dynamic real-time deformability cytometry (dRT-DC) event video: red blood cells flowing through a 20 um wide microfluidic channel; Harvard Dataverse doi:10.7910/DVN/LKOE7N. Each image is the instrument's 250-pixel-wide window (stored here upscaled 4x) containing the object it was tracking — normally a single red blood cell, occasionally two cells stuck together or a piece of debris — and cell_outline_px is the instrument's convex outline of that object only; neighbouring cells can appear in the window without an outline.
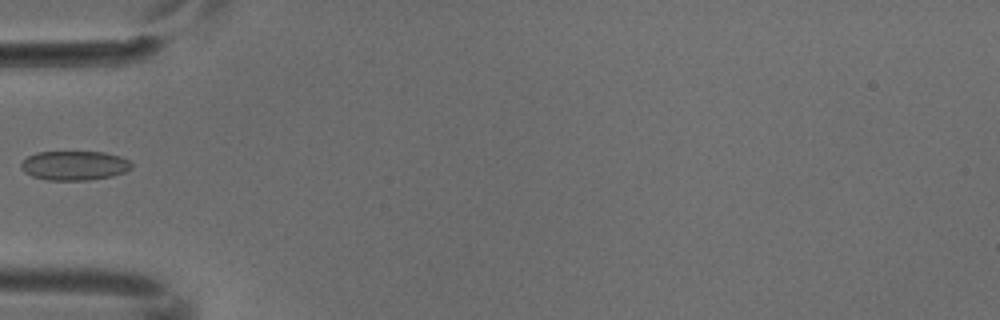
{"species": "common noctule bat (a hibernating species)", "species_latin": "Nyctalus noctula", "temperature_condition": "cold", "stored_images_in_passage": 6, "camera_frame_rate_fps": 3000, "um_per_image_px": 0.085, "animal": {"sex": "male", "body_mass_g": 18.8}, "frame": {"image": 1, "passage_image": 5, "time_ms": 1.333, "image_size_px": [1000, 320], "cell_outline_px": [[132, 168], [124, 172], [112, 176], [88, 180], [48, 180], [32, 176], [24, 172], [20, 168], [20, 164], [28, 156], [36, 152], [104, 152], [120, 156], [128, 160], [132, 164]], "centroid_in_image_um": [6.31, 14.07], "position_along_channel_um": 78.7, "area_um2": 18.9}}
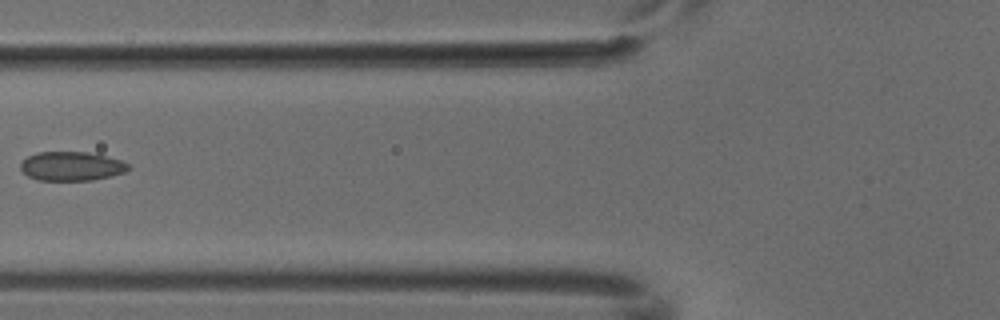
{"frame": {"image": 2, "passage_image": 6, "time_ms": 1.667, "image_size_px": [1000, 320], "cell_outline_px": [[128, 168], [124, 172], [92, 180], [36, 180], [28, 176], [20, 168], [20, 164], [28, 156], [36, 152], [88, 152], [120, 160], [128, 164]], "centroid_in_image_um": [6.02, 14.12], "position_along_channel_um": 119.8, "area_um2": 17.98}}